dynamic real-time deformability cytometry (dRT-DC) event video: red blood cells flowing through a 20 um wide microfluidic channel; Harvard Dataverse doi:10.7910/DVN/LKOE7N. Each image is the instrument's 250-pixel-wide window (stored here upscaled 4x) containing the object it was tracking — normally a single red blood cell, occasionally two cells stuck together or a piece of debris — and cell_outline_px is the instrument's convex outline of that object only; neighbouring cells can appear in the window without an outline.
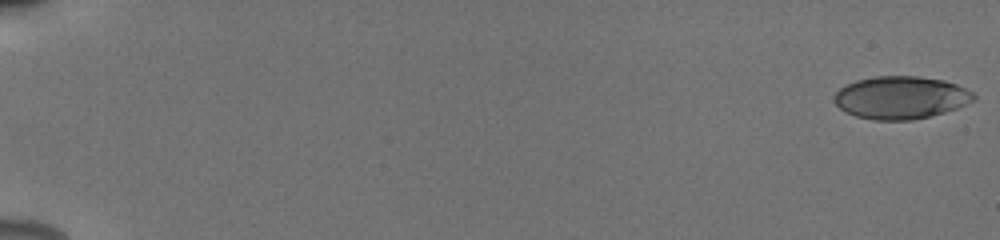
{"species": "human", "species_latin": "Homo sapiens", "temperature_condition": "cold", "stored_images_in_passage": 19, "camera_frame_rate_fps": 3000, "um_per_image_px": 0.085, "donor": {"sex": "male"}, "frame": {"image": 1, "passage_image": 1, "time_ms": 0.0, "image_size_px": [1000, 240], "cell_outline_px": [[976, 100], [956, 108], [944, 112], [912, 120], [872, 120], [856, 116], [844, 112], [832, 100], [832, 96], [844, 84], [856, 80], [876, 76], [920, 76], [944, 80], [956, 84], [972, 92], [976, 96]], "centroid_in_image_um": [76.53, 8.29], "position_along_channel_um": 8.5, "area_um2": 34.91}}
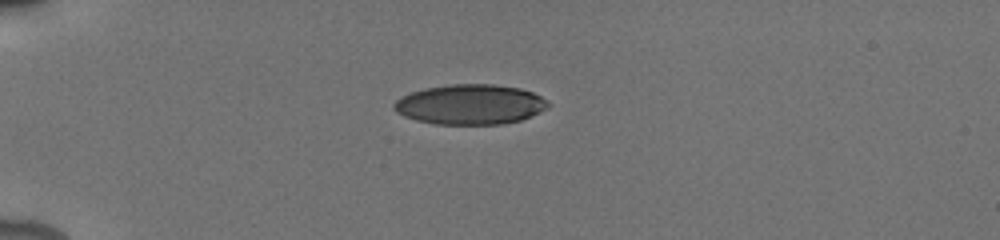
{"frame": {"image": 2, "passage_image": 16, "time_ms": 5.0, "image_size_px": [1000, 240], "cell_outline_px": [[552, 104], [548, 108], [532, 116], [520, 120], [504, 124], [436, 124], [416, 120], [404, 116], [396, 112], [392, 108], [392, 104], [400, 96], [424, 88], [448, 84], [492, 84], [520, 88], [532, 92], [540, 96]], "centroid_in_image_um": [39.96, 8.87], "position_along_channel_um": 45.0, "area_um2": 36.24}}